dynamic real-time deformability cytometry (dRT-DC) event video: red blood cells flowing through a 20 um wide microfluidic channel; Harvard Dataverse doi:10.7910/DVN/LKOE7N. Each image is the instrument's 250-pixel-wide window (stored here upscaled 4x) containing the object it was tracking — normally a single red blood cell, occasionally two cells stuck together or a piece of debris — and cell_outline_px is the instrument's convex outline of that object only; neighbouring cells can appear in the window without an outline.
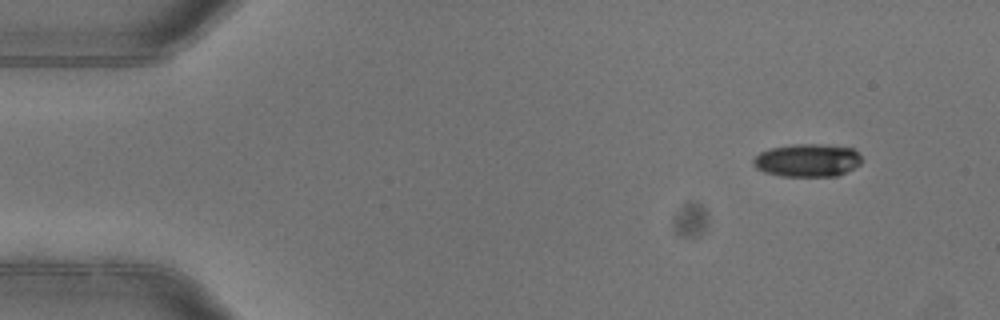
{"species": "common noctule bat (a hibernating species)", "species_latin": "Nyctalus noctula", "temperature_condition": "warm", "stored_images_in_passage": 4, "camera_frame_rate_fps": 3000, "um_per_image_px": 0.085, "animal": {"sex": "female"}, "frame": {"image": 1, "passage_image": 1, "time_ms": 0.0, "image_size_px": [1000, 320], "cell_outline_px": [[860, 164], [836, 176], [780, 176], [764, 172], [756, 168], [752, 164], [752, 160], [760, 152], [768, 148], [792, 144], [824, 144], [852, 148], [860, 156]], "centroid_in_image_um": [68.57, 13.62], "position_along_channel_um": 16.4, "area_um2": 20.81}}
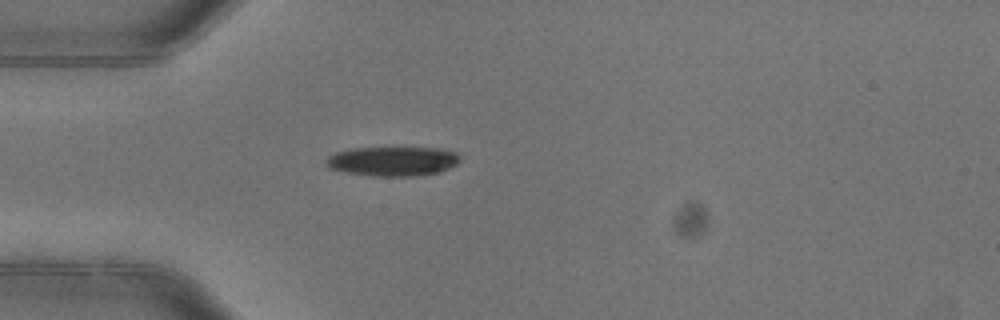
{"frame": {"image": 2, "passage_image": 4, "time_ms": 1.0, "image_size_px": [1000, 320], "cell_outline_px": [[460, 160], [456, 164], [440, 172], [412, 176], [372, 176], [344, 172], [328, 168], [324, 164], [324, 160], [328, 156], [336, 152], [356, 148], [440, 148], [456, 152], [460, 156]], "centroid_in_image_um": [33.35, 13.71], "position_along_channel_um": 51.7, "area_um2": 23.06}}